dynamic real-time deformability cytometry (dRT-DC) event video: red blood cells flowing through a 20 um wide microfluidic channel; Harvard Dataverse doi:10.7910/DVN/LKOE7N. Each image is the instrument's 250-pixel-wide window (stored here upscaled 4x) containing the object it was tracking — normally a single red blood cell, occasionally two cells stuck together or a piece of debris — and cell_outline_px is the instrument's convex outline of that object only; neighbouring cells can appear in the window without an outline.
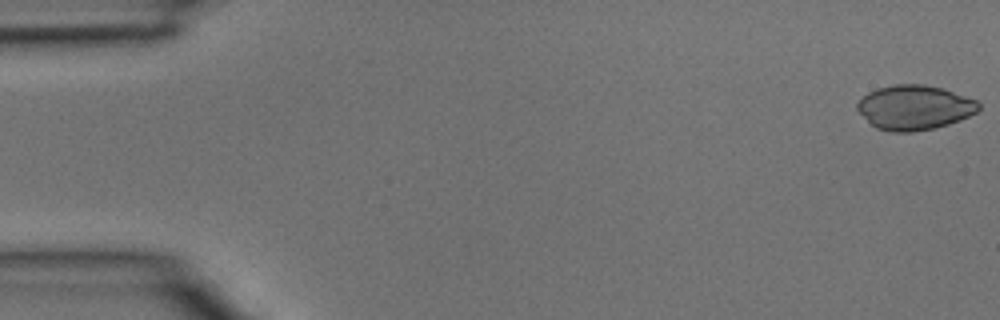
{"species": "common noctule bat (a hibernating species)", "species_latin": "Nyctalus noctula", "temperature_condition": "room temperature", "stored_images_in_passage": 5, "camera_frame_rate_fps": 3000, "um_per_image_px": 0.085, "animal": {"sex": "male", "body_mass_g": 15.6}, "frame": {"image": 1, "passage_image": 1, "time_ms": 0.0, "image_size_px": [1000, 320], "cell_outline_px": [[980, 108], [976, 112], [960, 120], [936, 128], [912, 132], [888, 132], [876, 128], [856, 108], [856, 104], [868, 92], [876, 88], [892, 84], [924, 84], [944, 88], [976, 100], [980, 104]], "centroid_in_image_um": [77.73, 9.13], "position_along_channel_um": 7.3, "area_um2": 31.67}}
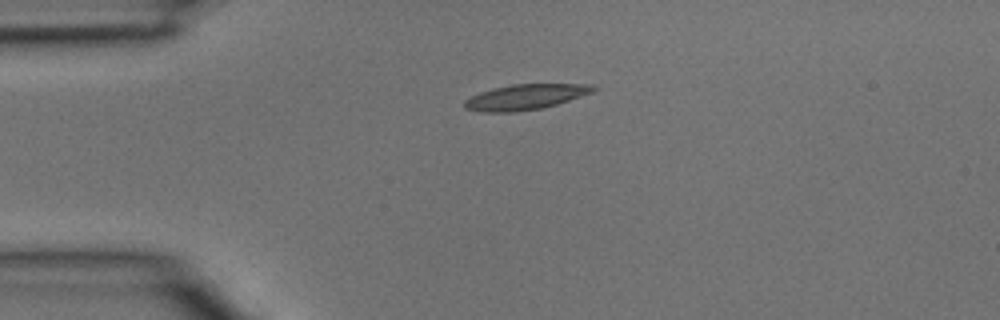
{"frame": {"image": 2, "passage_image": 5, "time_ms": 1.333, "image_size_px": [1000, 320], "cell_outline_px": [[600, 88], [592, 92], [556, 104], [540, 108], [512, 112], [480, 112], [464, 108], [464, 100], [480, 92], [492, 88], [512, 84], [592, 84]], "centroid_in_image_um": [44.64, 8.23], "position_along_channel_um": 40.4, "area_um2": 18.96}}